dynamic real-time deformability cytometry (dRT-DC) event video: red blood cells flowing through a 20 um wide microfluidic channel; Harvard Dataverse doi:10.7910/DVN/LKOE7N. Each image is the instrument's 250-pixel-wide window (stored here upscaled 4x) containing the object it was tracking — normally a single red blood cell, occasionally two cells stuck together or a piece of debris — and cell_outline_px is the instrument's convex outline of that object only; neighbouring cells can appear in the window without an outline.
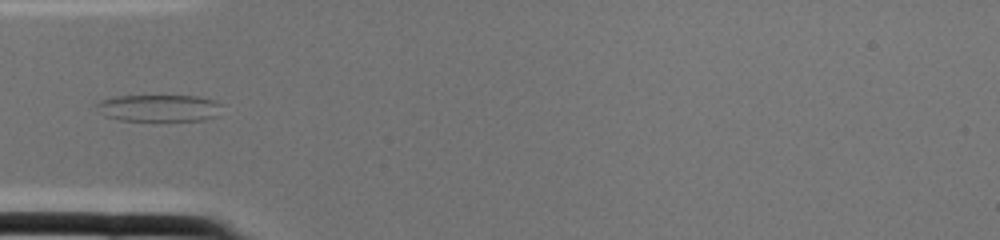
{"species": "common noctule bat (a hibernating species)", "species_latin": "Nyctalus noctula", "temperature_condition": "cold", "stored_images_in_passage": 2, "camera_frame_rate_fps": 3000, "um_per_image_px": 0.085, "animal": {"sex": "female", "body_mass_g": 22.0, "forearm_length_mm": 56.7}, "frame": {"image": 1, "passage_image": 2, "time_ms": 0.333, "image_size_px": [1000, 240], "cell_outline_px": [[224, 104], [220, 116], [204, 120], [120, 120], [104, 116], [92, 104], [100, 100], [116, 96], [200, 96], [216, 100]], "centroid_in_image_um": [13.57, 9.17], "position_along_channel_um": 71.4, "area_um2": 20.11}}